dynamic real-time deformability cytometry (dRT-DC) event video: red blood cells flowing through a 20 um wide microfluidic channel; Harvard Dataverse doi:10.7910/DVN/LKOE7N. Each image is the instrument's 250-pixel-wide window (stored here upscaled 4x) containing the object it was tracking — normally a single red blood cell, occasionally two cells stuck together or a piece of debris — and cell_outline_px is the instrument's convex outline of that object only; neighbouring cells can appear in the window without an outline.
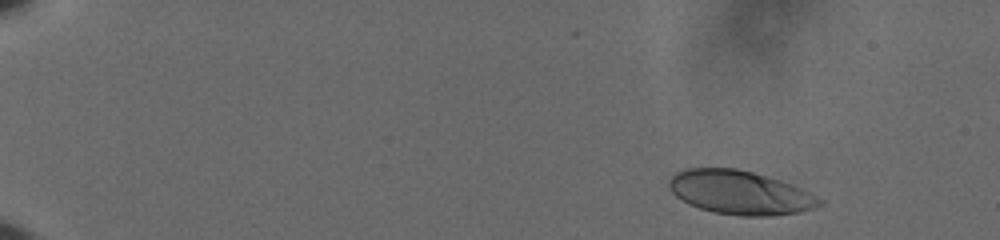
{"species": "human", "species_latin": "Homo sapiens", "temperature_condition": "cold", "stored_images_in_passage": 54, "camera_frame_rate_fps": 3000, "um_per_image_px": 0.085, "donor": {"sex": "male"}, "frame": {"image": 1, "passage_image": 2, "time_ms": 0.333, "image_size_px": [1000, 240], "cell_outline_px": [[824, 204], [800, 212], [768, 216], [740, 216], [716, 212], [700, 208], [688, 204], [676, 196], [668, 188], [668, 180], [676, 172], [684, 168], [736, 168], [752, 172], [780, 180], [792, 184], [824, 200]], "centroid_in_image_um": [62.88, 16.36], "position_along_channel_um": 22.1, "area_um2": 38.38}}
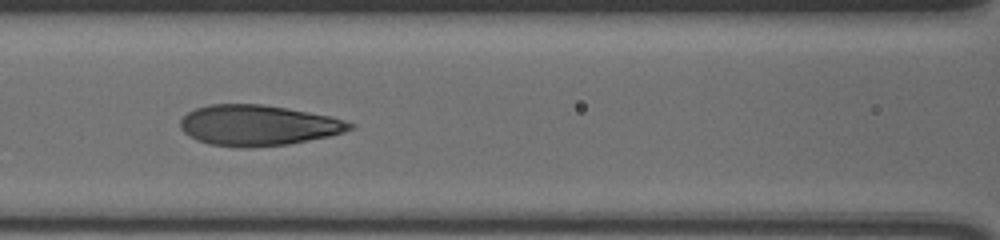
{"frame": {"image": 2, "passage_image": 24, "time_ms": 7.667, "image_size_px": [1000, 240], "cell_outline_px": [[356, 124], [352, 128], [344, 132], [328, 136], [288, 144], [252, 148], [240, 148], [208, 144], [196, 140], [188, 136], [180, 128], [180, 120], [188, 112], [196, 108], [208, 104], [260, 104], [308, 112], [328, 116], [344, 120]], "centroid_in_image_um": [21.89, 10.66], "position_along_channel_um": 144.7, "area_um2": 40.11}}
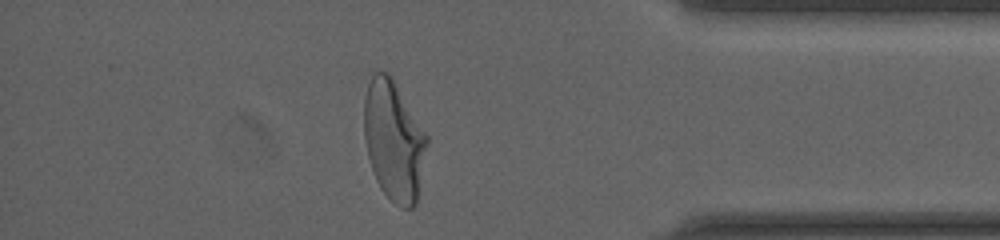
{"frame": {"image": 3, "passage_image": 47, "time_ms": 15.333, "image_size_px": [1000, 240], "cell_outline_px": [[428, 144], [416, 204], [412, 208], [400, 208], [380, 188], [376, 180], [368, 156], [364, 140], [364, 100], [368, 84], [372, 76], [376, 72], [388, 72], [392, 76], [428, 136]], "centroid_in_image_um": [33.48, 11.95], "position_along_channel_um": 401.7, "area_um2": 43.93}, "authors_computed_cell_mechanics": {"area_um2": 40.1421, "velocity_mm_per_s": 3.6233, "shape_relaxation_time_tau1_ms": 4.7293, "shape_relaxation_time_tau2_ms": null, "deformation_change_tau1": 0.2028, "deformation_change_tau2": null}}